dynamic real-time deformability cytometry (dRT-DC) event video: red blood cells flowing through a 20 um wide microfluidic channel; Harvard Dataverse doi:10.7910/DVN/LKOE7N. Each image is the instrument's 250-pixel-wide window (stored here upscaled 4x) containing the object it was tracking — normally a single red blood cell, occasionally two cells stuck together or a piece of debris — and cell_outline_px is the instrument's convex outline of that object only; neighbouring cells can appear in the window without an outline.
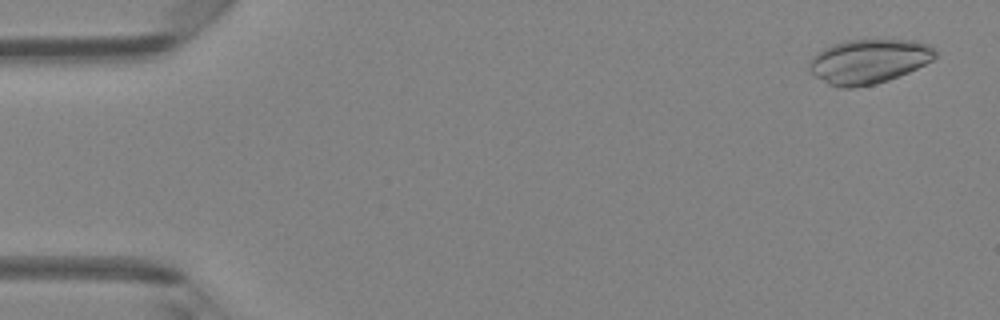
{"species": "Egyptian fruit bat (a non-hibernating species)", "species_latin": "Rousettus aegyptiacus", "temperature_condition": "room temperature", "stored_images_in_passage": 47, "camera_frame_rate_fps": 3000, "um_per_image_px": 0.085, "animal": {"sex": "female"}, "frame": {"image": 1, "passage_image": 2, "time_ms": 0.333, "image_size_px": [1000, 320], "cell_outline_px": [[936, 56], [932, 60], [908, 72], [888, 80], [876, 84], [856, 88], [840, 88], [828, 84], [816, 76], [808, 68], [808, 60], [812, 56], [824, 48], [832, 44], [848, 40], [916, 40], [928, 44], [936, 48]], "centroid_in_image_um": [73.83, 5.21], "position_along_channel_um": 11.2, "area_um2": 32.71}}
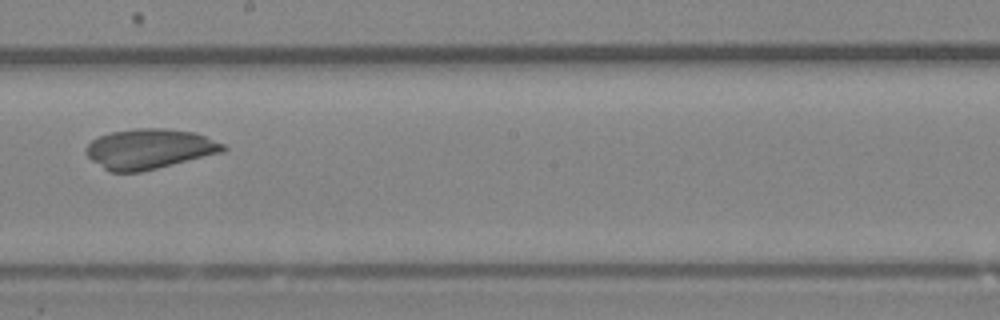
{"frame": {"image": 2, "passage_image": 27, "time_ms": 8.667, "image_size_px": [1000, 320], "cell_outline_px": [[228, 148], [224, 152], [140, 172], [108, 172], [92, 160], [84, 152], [88, 144], [92, 140], [100, 136], [112, 132], [136, 128], [164, 128], [192, 132], [204, 136], [224, 144]], "centroid_in_image_um": [12.69, 12.66], "position_along_channel_um": 235.5, "area_um2": 31.85}}
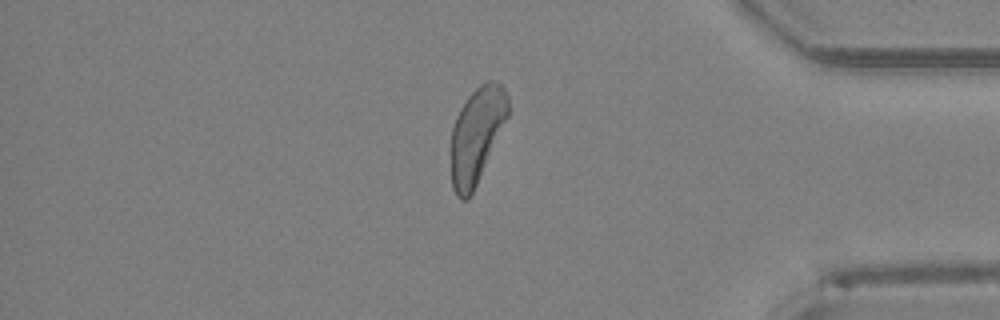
{"frame": {"image": 3, "passage_image": 40, "time_ms": 13.0, "image_size_px": [1000, 320], "cell_outline_px": [[508, 116], [476, 184], [468, 200], [460, 200], [456, 196], [452, 188], [448, 148], [452, 128], [456, 116], [460, 108], [468, 96], [484, 80], [496, 80], [508, 92]], "centroid_in_image_um": [40.46, 11.48], "position_along_channel_um": 394.7, "area_um2": 32.25}}